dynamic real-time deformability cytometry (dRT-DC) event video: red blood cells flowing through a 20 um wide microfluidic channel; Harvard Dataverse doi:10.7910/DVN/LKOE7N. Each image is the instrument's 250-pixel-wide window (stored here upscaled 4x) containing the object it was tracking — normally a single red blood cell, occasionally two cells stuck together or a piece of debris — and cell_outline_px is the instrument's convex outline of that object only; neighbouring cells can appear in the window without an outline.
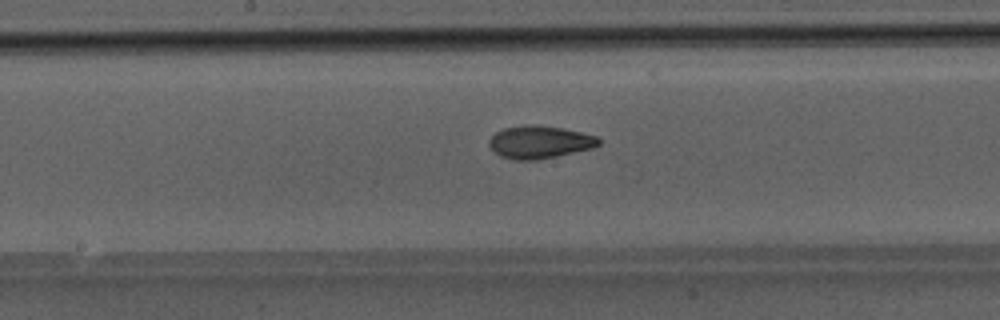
{"species": "Egyptian fruit bat (a non-hibernating species)", "species_latin": "Rousettus aegyptiacus", "temperature_condition": "room temperature", "stored_images_in_passage": 49, "camera_frame_rate_fps": 3000, "um_per_image_px": 0.085, "animal": {"sex": "male"}, "frame": {"image": 1, "passage_image": 26, "time_ms": 8.333, "image_size_px": [1000, 320], "cell_outline_px": [[600, 144], [592, 148], [556, 156], [536, 160], [516, 160], [500, 156], [488, 144], [488, 140], [496, 132], [504, 128], [532, 124], [536, 124], [564, 128], [596, 136], [600, 140]], "centroid_in_image_um": [45.86, 12.07], "position_along_channel_um": 202.3, "area_um2": 20.75}}
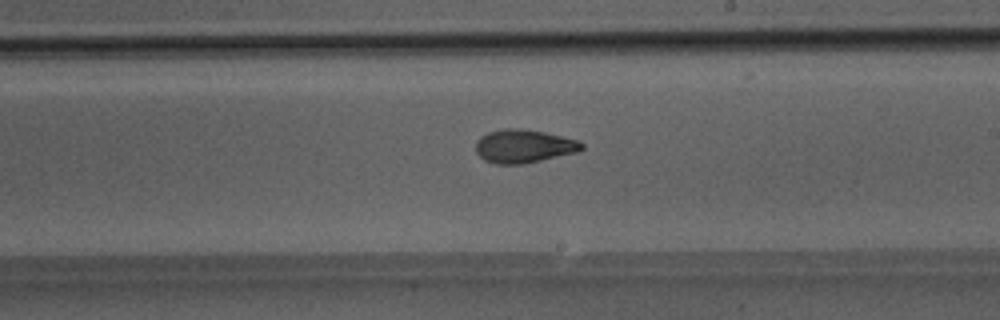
{"frame": {"image": 2, "passage_image": 29, "time_ms": 9.333, "image_size_px": [1000, 320], "cell_outline_px": [[584, 148], [576, 152], [524, 164], [496, 164], [484, 160], [476, 152], [476, 140], [480, 136], [488, 132], [504, 128], [520, 128], [544, 132], [580, 140], [584, 144]], "centroid_in_image_um": [44.51, 12.42], "position_along_channel_um": 244.5, "area_um2": 20.69}}
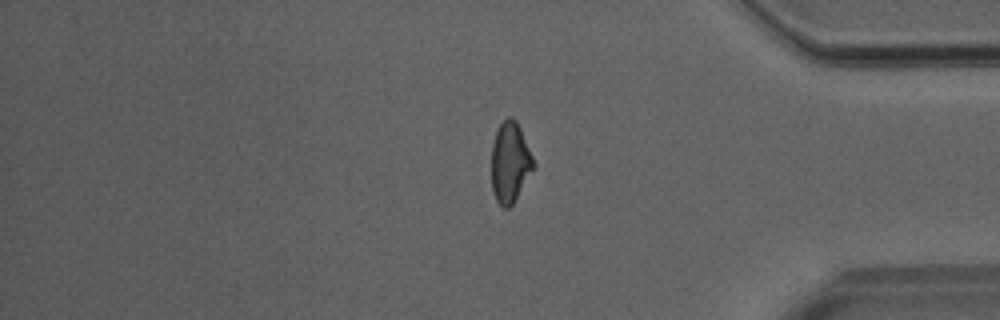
{"frame": {"image": 3, "passage_image": 41, "time_ms": 13.333, "image_size_px": [1000, 320], "cell_outline_px": [[536, 168], [512, 204], [508, 208], [504, 208], [496, 200], [492, 192], [492, 144], [496, 132], [500, 124], [508, 116], [512, 116], [516, 120], [520, 128], [536, 164]], "centroid_in_image_um": [43.37, 13.81], "position_along_channel_um": 391.8, "area_um2": 19.83}}